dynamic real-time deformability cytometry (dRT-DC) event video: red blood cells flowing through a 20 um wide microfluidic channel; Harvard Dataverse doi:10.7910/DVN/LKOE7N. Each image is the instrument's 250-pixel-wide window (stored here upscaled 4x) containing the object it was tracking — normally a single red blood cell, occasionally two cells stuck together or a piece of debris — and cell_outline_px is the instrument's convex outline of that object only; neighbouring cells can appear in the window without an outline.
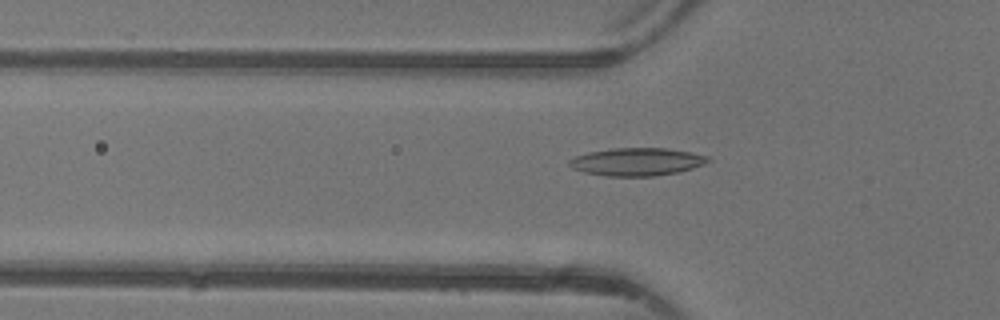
{"species": "common noctule bat (a hibernating species)", "species_latin": "Nyctalus noctula", "temperature_condition": "warm", "stored_images_in_passage": 34, "camera_frame_rate_fps": 3000, "um_per_image_px": 0.085, "animal": {"sex": "female"}, "frame": {"image": 1, "passage_image": 2, "time_ms": 0.333, "image_size_px": [1000, 320], "cell_outline_px": [[712, 160], [704, 164], [692, 168], [676, 172], [652, 176], [604, 176], [584, 172], [572, 168], [568, 164], [568, 160], [576, 156], [588, 152], [612, 148], [664, 148], [688, 152], [708, 156]], "centroid_in_image_um": [54.1, 13.75], "position_along_channel_um": 71.7, "area_um2": 22.37}}
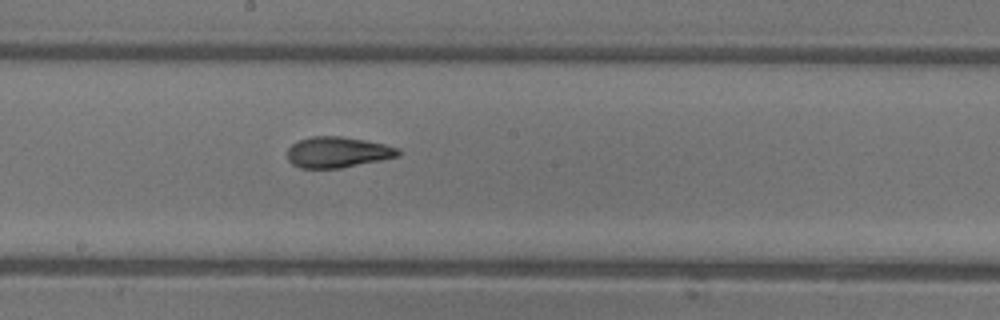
{"frame": {"image": 2, "passage_image": 12, "time_ms": 3.667, "image_size_px": [1000, 320], "cell_outline_px": [[400, 152], [396, 156], [340, 168], [300, 168], [292, 164], [288, 160], [288, 148], [292, 144], [300, 140], [312, 136], [340, 136], [364, 140], [384, 144], [400, 148]], "centroid_in_image_um": [28.65, 12.93], "position_along_channel_um": 219.5, "area_um2": 19.59}}
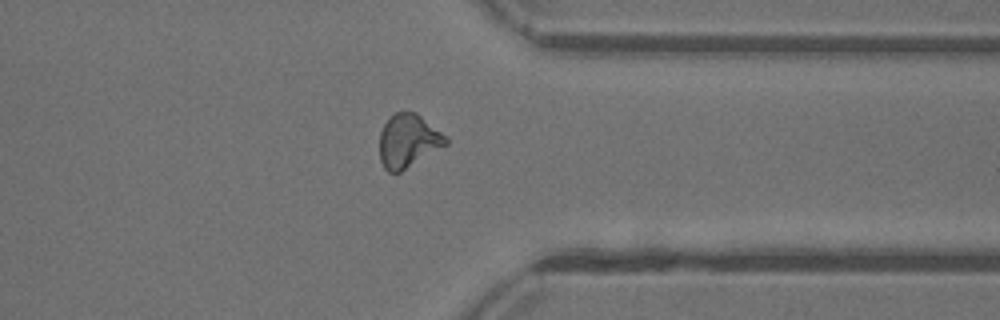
{"frame": {"image": 3, "passage_image": 23, "time_ms": 7.333, "image_size_px": [1000, 320], "cell_outline_px": [[448, 144], [400, 172], [388, 172], [384, 168], [380, 160], [380, 132], [384, 124], [396, 112], [416, 112], [448, 136]], "centroid_in_image_um": [34.72, 11.97], "position_along_channel_um": 376.7, "area_um2": 20.58}, "authors_computed_cell_mechanics": {"area_um2": 19.941, "velocity_mm_per_s": 4.4024, "shape_relaxation_time_tau1_ms": 9.3542, "shape_relaxation_time_tau2_ms": 0.9428, "deformation_change_tau1": 0.2786, "deformation_change_tau2": 0.0788}}